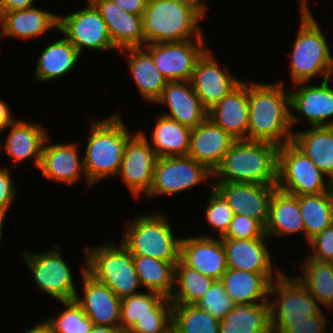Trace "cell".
Segmentation results:
<instances>
[{
	"instance_id": "cell-24",
	"label": "cell",
	"mask_w": 333,
	"mask_h": 333,
	"mask_svg": "<svg viewBox=\"0 0 333 333\" xmlns=\"http://www.w3.org/2000/svg\"><path fill=\"white\" fill-rule=\"evenodd\" d=\"M221 241L228 269L255 273L281 272V269L272 265L273 260L267 246V242L271 243L268 237L255 239L221 238Z\"/></svg>"
},
{
	"instance_id": "cell-43",
	"label": "cell",
	"mask_w": 333,
	"mask_h": 333,
	"mask_svg": "<svg viewBox=\"0 0 333 333\" xmlns=\"http://www.w3.org/2000/svg\"><path fill=\"white\" fill-rule=\"evenodd\" d=\"M209 196L205 217L208 224L215 231L217 230L218 236L221 238L229 229L234 213L224 197L213 186H210Z\"/></svg>"
},
{
	"instance_id": "cell-4",
	"label": "cell",
	"mask_w": 333,
	"mask_h": 333,
	"mask_svg": "<svg viewBox=\"0 0 333 333\" xmlns=\"http://www.w3.org/2000/svg\"><path fill=\"white\" fill-rule=\"evenodd\" d=\"M300 0V25L291 51L290 73L292 85L305 83L322 75L323 80L332 77L333 63L330 45L307 4Z\"/></svg>"
},
{
	"instance_id": "cell-15",
	"label": "cell",
	"mask_w": 333,
	"mask_h": 333,
	"mask_svg": "<svg viewBox=\"0 0 333 333\" xmlns=\"http://www.w3.org/2000/svg\"><path fill=\"white\" fill-rule=\"evenodd\" d=\"M331 79L322 80L318 86L307 82L292 85L295 90L289 91L290 109L297 113L290 111L292 128L299 122L300 116L307 119L309 127L333 126V119H330L333 116V88L329 85Z\"/></svg>"
},
{
	"instance_id": "cell-56",
	"label": "cell",
	"mask_w": 333,
	"mask_h": 333,
	"mask_svg": "<svg viewBox=\"0 0 333 333\" xmlns=\"http://www.w3.org/2000/svg\"><path fill=\"white\" fill-rule=\"evenodd\" d=\"M4 219H5V217H2V216H0V243H1V241H2V234H3V227H4ZM1 245V244H0Z\"/></svg>"
},
{
	"instance_id": "cell-47",
	"label": "cell",
	"mask_w": 333,
	"mask_h": 333,
	"mask_svg": "<svg viewBox=\"0 0 333 333\" xmlns=\"http://www.w3.org/2000/svg\"><path fill=\"white\" fill-rule=\"evenodd\" d=\"M17 195V188L8 167H0V216L5 217Z\"/></svg>"
},
{
	"instance_id": "cell-23",
	"label": "cell",
	"mask_w": 333,
	"mask_h": 333,
	"mask_svg": "<svg viewBox=\"0 0 333 333\" xmlns=\"http://www.w3.org/2000/svg\"><path fill=\"white\" fill-rule=\"evenodd\" d=\"M105 21L111 41L119 51L144 47L143 20L141 15L121 9L111 0H90Z\"/></svg>"
},
{
	"instance_id": "cell-51",
	"label": "cell",
	"mask_w": 333,
	"mask_h": 333,
	"mask_svg": "<svg viewBox=\"0 0 333 333\" xmlns=\"http://www.w3.org/2000/svg\"><path fill=\"white\" fill-rule=\"evenodd\" d=\"M10 108L8 103L0 99V133L3 132L9 124L16 120L13 117Z\"/></svg>"
},
{
	"instance_id": "cell-44",
	"label": "cell",
	"mask_w": 333,
	"mask_h": 333,
	"mask_svg": "<svg viewBox=\"0 0 333 333\" xmlns=\"http://www.w3.org/2000/svg\"><path fill=\"white\" fill-rule=\"evenodd\" d=\"M195 305L204 309L211 316L222 320L234 307L235 303L226 293L221 280H215L205 295Z\"/></svg>"
},
{
	"instance_id": "cell-18",
	"label": "cell",
	"mask_w": 333,
	"mask_h": 333,
	"mask_svg": "<svg viewBox=\"0 0 333 333\" xmlns=\"http://www.w3.org/2000/svg\"><path fill=\"white\" fill-rule=\"evenodd\" d=\"M82 253L85 255L81 268L84 296L77 293L74 300L95 326H120L121 300L109 287L86 272L85 248Z\"/></svg>"
},
{
	"instance_id": "cell-40",
	"label": "cell",
	"mask_w": 333,
	"mask_h": 333,
	"mask_svg": "<svg viewBox=\"0 0 333 333\" xmlns=\"http://www.w3.org/2000/svg\"><path fill=\"white\" fill-rule=\"evenodd\" d=\"M59 303L64 305V309L58 317L51 316L42 320L52 333H90L94 324L75 300H64Z\"/></svg>"
},
{
	"instance_id": "cell-54",
	"label": "cell",
	"mask_w": 333,
	"mask_h": 333,
	"mask_svg": "<svg viewBox=\"0 0 333 333\" xmlns=\"http://www.w3.org/2000/svg\"><path fill=\"white\" fill-rule=\"evenodd\" d=\"M23 333H52V330L44 321H41L39 324L26 329Z\"/></svg>"
},
{
	"instance_id": "cell-2",
	"label": "cell",
	"mask_w": 333,
	"mask_h": 333,
	"mask_svg": "<svg viewBox=\"0 0 333 333\" xmlns=\"http://www.w3.org/2000/svg\"><path fill=\"white\" fill-rule=\"evenodd\" d=\"M279 146L266 141L235 140L212 172V183L277 185Z\"/></svg>"
},
{
	"instance_id": "cell-53",
	"label": "cell",
	"mask_w": 333,
	"mask_h": 333,
	"mask_svg": "<svg viewBox=\"0 0 333 333\" xmlns=\"http://www.w3.org/2000/svg\"><path fill=\"white\" fill-rule=\"evenodd\" d=\"M90 333H126L120 326H95L93 325Z\"/></svg>"
},
{
	"instance_id": "cell-16",
	"label": "cell",
	"mask_w": 333,
	"mask_h": 333,
	"mask_svg": "<svg viewBox=\"0 0 333 333\" xmlns=\"http://www.w3.org/2000/svg\"><path fill=\"white\" fill-rule=\"evenodd\" d=\"M211 49H207L196 62L191 77V85L194 88L201 104L210 110L242 80L234 77L227 69L217 63Z\"/></svg>"
},
{
	"instance_id": "cell-46",
	"label": "cell",
	"mask_w": 333,
	"mask_h": 333,
	"mask_svg": "<svg viewBox=\"0 0 333 333\" xmlns=\"http://www.w3.org/2000/svg\"><path fill=\"white\" fill-rule=\"evenodd\" d=\"M313 251L307 257L321 262H333V224L308 241Z\"/></svg>"
},
{
	"instance_id": "cell-12",
	"label": "cell",
	"mask_w": 333,
	"mask_h": 333,
	"mask_svg": "<svg viewBox=\"0 0 333 333\" xmlns=\"http://www.w3.org/2000/svg\"><path fill=\"white\" fill-rule=\"evenodd\" d=\"M82 10L66 16L58 15V32L63 34L81 54L84 49L116 51L99 10L88 0Z\"/></svg>"
},
{
	"instance_id": "cell-29",
	"label": "cell",
	"mask_w": 333,
	"mask_h": 333,
	"mask_svg": "<svg viewBox=\"0 0 333 333\" xmlns=\"http://www.w3.org/2000/svg\"><path fill=\"white\" fill-rule=\"evenodd\" d=\"M120 52L126 56L129 71L141 97L154 103L168 81L154 65L152 55L144 47L127 48Z\"/></svg>"
},
{
	"instance_id": "cell-52",
	"label": "cell",
	"mask_w": 333,
	"mask_h": 333,
	"mask_svg": "<svg viewBox=\"0 0 333 333\" xmlns=\"http://www.w3.org/2000/svg\"><path fill=\"white\" fill-rule=\"evenodd\" d=\"M174 2L194 9L203 19L206 17L208 10L206 3L202 0H173Z\"/></svg>"
},
{
	"instance_id": "cell-11",
	"label": "cell",
	"mask_w": 333,
	"mask_h": 333,
	"mask_svg": "<svg viewBox=\"0 0 333 333\" xmlns=\"http://www.w3.org/2000/svg\"><path fill=\"white\" fill-rule=\"evenodd\" d=\"M208 178L212 180V172L189 156L159 157L155 163L153 183L146 196L173 195L200 183L213 186Z\"/></svg>"
},
{
	"instance_id": "cell-39",
	"label": "cell",
	"mask_w": 333,
	"mask_h": 333,
	"mask_svg": "<svg viewBox=\"0 0 333 333\" xmlns=\"http://www.w3.org/2000/svg\"><path fill=\"white\" fill-rule=\"evenodd\" d=\"M220 320L195 304H172L173 333H219Z\"/></svg>"
},
{
	"instance_id": "cell-28",
	"label": "cell",
	"mask_w": 333,
	"mask_h": 333,
	"mask_svg": "<svg viewBox=\"0 0 333 333\" xmlns=\"http://www.w3.org/2000/svg\"><path fill=\"white\" fill-rule=\"evenodd\" d=\"M302 232L305 238V224L301 216L298 196L277 188L271 197L265 234L271 240L273 237L302 234Z\"/></svg>"
},
{
	"instance_id": "cell-45",
	"label": "cell",
	"mask_w": 333,
	"mask_h": 333,
	"mask_svg": "<svg viewBox=\"0 0 333 333\" xmlns=\"http://www.w3.org/2000/svg\"><path fill=\"white\" fill-rule=\"evenodd\" d=\"M268 237L265 228L256 220L245 214H234L226 234L221 238L255 239Z\"/></svg>"
},
{
	"instance_id": "cell-3",
	"label": "cell",
	"mask_w": 333,
	"mask_h": 333,
	"mask_svg": "<svg viewBox=\"0 0 333 333\" xmlns=\"http://www.w3.org/2000/svg\"><path fill=\"white\" fill-rule=\"evenodd\" d=\"M121 114L91 120L90 134L83 156L87 187L108 176H117L125 146L133 135L124 124Z\"/></svg>"
},
{
	"instance_id": "cell-50",
	"label": "cell",
	"mask_w": 333,
	"mask_h": 333,
	"mask_svg": "<svg viewBox=\"0 0 333 333\" xmlns=\"http://www.w3.org/2000/svg\"><path fill=\"white\" fill-rule=\"evenodd\" d=\"M34 0H0V13L23 10L34 6Z\"/></svg>"
},
{
	"instance_id": "cell-1",
	"label": "cell",
	"mask_w": 333,
	"mask_h": 333,
	"mask_svg": "<svg viewBox=\"0 0 333 333\" xmlns=\"http://www.w3.org/2000/svg\"><path fill=\"white\" fill-rule=\"evenodd\" d=\"M248 140L266 141L278 146L292 142L290 97L284 82L248 84Z\"/></svg>"
},
{
	"instance_id": "cell-32",
	"label": "cell",
	"mask_w": 333,
	"mask_h": 333,
	"mask_svg": "<svg viewBox=\"0 0 333 333\" xmlns=\"http://www.w3.org/2000/svg\"><path fill=\"white\" fill-rule=\"evenodd\" d=\"M292 142L333 182V126L296 131Z\"/></svg>"
},
{
	"instance_id": "cell-20",
	"label": "cell",
	"mask_w": 333,
	"mask_h": 333,
	"mask_svg": "<svg viewBox=\"0 0 333 333\" xmlns=\"http://www.w3.org/2000/svg\"><path fill=\"white\" fill-rule=\"evenodd\" d=\"M45 139L42 147L41 163L39 170L43 177L57 183L63 182L74 185L79 178L85 176L83 158L79 157V143L73 142L49 144L51 140Z\"/></svg>"
},
{
	"instance_id": "cell-41",
	"label": "cell",
	"mask_w": 333,
	"mask_h": 333,
	"mask_svg": "<svg viewBox=\"0 0 333 333\" xmlns=\"http://www.w3.org/2000/svg\"><path fill=\"white\" fill-rule=\"evenodd\" d=\"M164 296L158 292L145 291L121 300L120 327L126 333L138 319L145 315H153V307Z\"/></svg>"
},
{
	"instance_id": "cell-6",
	"label": "cell",
	"mask_w": 333,
	"mask_h": 333,
	"mask_svg": "<svg viewBox=\"0 0 333 333\" xmlns=\"http://www.w3.org/2000/svg\"><path fill=\"white\" fill-rule=\"evenodd\" d=\"M153 213L139 215L127 221L119 241L132 255L149 256L176 265L179 261L181 238L175 237L165 215Z\"/></svg>"
},
{
	"instance_id": "cell-27",
	"label": "cell",
	"mask_w": 333,
	"mask_h": 333,
	"mask_svg": "<svg viewBox=\"0 0 333 333\" xmlns=\"http://www.w3.org/2000/svg\"><path fill=\"white\" fill-rule=\"evenodd\" d=\"M281 274L227 269L221 282L235 304L269 303L271 283Z\"/></svg>"
},
{
	"instance_id": "cell-22",
	"label": "cell",
	"mask_w": 333,
	"mask_h": 333,
	"mask_svg": "<svg viewBox=\"0 0 333 333\" xmlns=\"http://www.w3.org/2000/svg\"><path fill=\"white\" fill-rule=\"evenodd\" d=\"M208 119L220 126L235 140H248V82L241 81L216 105L208 110Z\"/></svg>"
},
{
	"instance_id": "cell-26",
	"label": "cell",
	"mask_w": 333,
	"mask_h": 333,
	"mask_svg": "<svg viewBox=\"0 0 333 333\" xmlns=\"http://www.w3.org/2000/svg\"><path fill=\"white\" fill-rule=\"evenodd\" d=\"M5 129L9 130L5 146L0 141V152L4 149L9 158L14 161L16 168L22 161L33 158L34 166L39 169L41 163L42 147L48 137L46 129L41 124L16 119ZM4 147V148H3ZM3 148V149H2Z\"/></svg>"
},
{
	"instance_id": "cell-48",
	"label": "cell",
	"mask_w": 333,
	"mask_h": 333,
	"mask_svg": "<svg viewBox=\"0 0 333 333\" xmlns=\"http://www.w3.org/2000/svg\"><path fill=\"white\" fill-rule=\"evenodd\" d=\"M327 316L321 311L306 322L292 323L284 333H328Z\"/></svg>"
},
{
	"instance_id": "cell-8",
	"label": "cell",
	"mask_w": 333,
	"mask_h": 333,
	"mask_svg": "<svg viewBox=\"0 0 333 333\" xmlns=\"http://www.w3.org/2000/svg\"><path fill=\"white\" fill-rule=\"evenodd\" d=\"M273 294L277 298L269 300L272 333H284L292 323L306 322L322 311L301 281L285 272L272 281L270 295Z\"/></svg>"
},
{
	"instance_id": "cell-33",
	"label": "cell",
	"mask_w": 333,
	"mask_h": 333,
	"mask_svg": "<svg viewBox=\"0 0 333 333\" xmlns=\"http://www.w3.org/2000/svg\"><path fill=\"white\" fill-rule=\"evenodd\" d=\"M219 333H272L270 303L235 304L220 320Z\"/></svg>"
},
{
	"instance_id": "cell-25",
	"label": "cell",
	"mask_w": 333,
	"mask_h": 333,
	"mask_svg": "<svg viewBox=\"0 0 333 333\" xmlns=\"http://www.w3.org/2000/svg\"><path fill=\"white\" fill-rule=\"evenodd\" d=\"M234 141L235 139L229 133L207 118L191 129L187 156L213 172Z\"/></svg>"
},
{
	"instance_id": "cell-17",
	"label": "cell",
	"mask_w": 333,
	"mask_h": 333,
	"mask_svg": "<svg viewBox=\"0 0 333 333\" xmlns=\"http://www.w3.org/2000/svg\"><path fill=\"white\" fill-rule=\"evenodd\" d=\"M224 197L234 214H245L264 228L269 217V205L276 185L254 183H212Z\"/></svg>"
},
{
	"instance_id": "cell-13",
	"label": "cell",
	"mask_w": 333,
	"mask_h": 333,
	"mask_svg": "<svg viewBox=\"0 0 333 333\" xmlns=\"http://www.w3.org/2000/svg\"><path fill=\"white\" fill-rule=\"evenodd\" d=\"M144 48L168 82L190 81L196 62L208 49L204 39L147 44Z\"/></svg>"
},
{
	"instance_id": "cell-7",
	"label": "cell",
	"mask_w": 333,
	"mask_h": 333,
	"mask_svg": "<svg viewBox=\"0 0 333 333\" xmlns=\"http://www.w3.org/2000/svg\"><path fill=\"white\" fill-rule=\"evenodd\" d=\"M85 247L86 272L98 282L109 287L122 300L141 293L133 255L120 242Z\"/></svg>"
},
{
	"instance_id": "cell-5",
	"label": "cell",
	"mask_w": 333,
	"mask_h": 333,
	"mask_svg": "<svg viewBox=\"0 0 333 333\" xmlns=\"http://www.w3.org/2000/svg\"><path fill=\"white\" fill-rule=\"evenodd\" d=\"M201 19L194 9L173 0H148L142 15L145 45L204 39Z\"/></svg>"
},
{
	"instance_id": "cell-37",
	"label": "cell",
	"mask_w": 333,
	"mask_h": 333,
	"mask_svg": "<svg viewBox=\"0 0 333 333\" xmlns=\"http://www.w3.org/2000/svg\"><path fill=\"white\" fill-rule=\"evenodd\" d=\"M141 286L166 297L174 290L175 265L149 256L133 255Z\"/></svg>"
},
{
	"instance_id": "cell-55",
	"label": "cell",
	"mask_w": 333,
	"mask_h": 333,
	"mask_svg": "<svg viewBox=\"0 0 333 333\" xmlns=\"http://www.w3.org/2000/svg\"><path fill=\"white\" fill-rule=\"evenodd\" d=\"M5 37V29H4V18L3 15L0 13V42L1 38Z\"/></svg>"
},
{
	"instance_id": "cell-9",
	"label": "cell",
	"mask_w": 333,
	"mask_h": 333,
	"mask_svg": "<svg viewBox=\"0 0 333 333\" xmlns=\"http://www.w3.org/2000/svg\"><path fill=\"white\" fill-rule=\"evenodd\" d=\"M325 176L293 142L279 146V190L295 196L324 193L332 188V181L327 177L325 181Z\"/></svg>"
},
{
	"instance_id": "cell-14",
	"label": "cell",
	"mask_w": 333,
	"mask_h": 333,
	"mask_svg": "<svg viewBox=\"0 0 333 333\" xmlns=\"http://www.w3.org/2000/svg\"><path fill=\"white\" fill-rule=\"evenodd\" d=\"M157 158L147 135L141 130L133 133L125 146L117 177L122 178L135 199L149 193Z\"/></svg>"
},
{
	"instance_id": "cell-35",
	"label": "cell",
	"mask_w": 333,
	"mask_h": 333,
	"mask_svg": "<svg viewBox=\"0 0 333 333\" xmlns=\"http://www.w3.org/2000/svg\"><path fill=\"white\" fill-rule=\"evenodd\" d=\"M305 224V241L311 240L333 224V189L319 194L298 196Z\"/></svg>"
},
{
	"instance_id": "cell-21",
	"label": "cell",
	"mask_w": 333,
	"mask_h": 333,
	"mask_svg": "<svg viewBox=\"0 0 333 333\" xmlns=\"http://www.w3.org/2000/svg\"><path fill=\"white\" fill-rule=\"evenodd\" d=\"M155 103L168 106L169 112L161 115L191 129L208 118V110L201 104L190 81L168 82Z\"/></svg>"
},
{
	"instance_id": "cell-34",
	"label": "cell",
	"mask_w": 333,
	"mask_h": 333,
	"mask_svg": "<svg viewBox=\"0 0 333 333\" xmlns=\"http://www.w3.org/2000/svg\"><path fill=\"white\" fill-rule=\"evenodd\" d=\"M191 128L163 115L156 119L151 133V148L157 157L187 156Z\"/></svg>"
},
{
	"instance_id": "cell-49",
	"label": "cell",
	"mask_w": 333,
	"mask_h": 333,
	"mask_svg": "<svg viewBox=\"0 0 333 333\" xmlns=\"http://www.w3.org/2000/svg\"><path fill=\"white\" fill-rule=\"evenodd\" d=\"M126 12L143 15L148 0H111Z\"/></svg>"
},
{
	"instance_id": "cell-30",
	"label": "cell",
	"mask_w": 333,
	"mask_h": 333,
	"mask_svg": "<svg viewBox=\"0 0 333 333\" xmlns=\"http://www.w3.org/2000/svg\"><path fill=\"white\" fill-rule=\"evenodd\" d=\"M80 55L65 36L55 39L39 54L34 73L35 80L49 82L65 76L77 65Z\"/></svg>"
},
{
	"instance_id": "cell-10",
	"label": "cell",
	"mask_w": 333,
	"mask_h": 333,
	"mask_svg": "<svg viewBox=\"0 0 333 333\" xmlns=\"http://www.w3.org/2000/svg\"><path fill=\"white\" fill-rule=\"evenodd\" d=\"M22 256L38 290L58 301L75 299L79 292L75 288L72 270L63 259L58 244L46 252L23 251Z\"/></svg>"
},
{
	"instance_id": "cell-38",
	"label": "cell",
	"mask_w": 333,
	"mask_h": 333,
	"mask_svg": "<svg viewBox=\"0 0 333 333\" xmlns=\"http://www.w3.org/2000/svg\"><path fill=\"white\" fill-rule=\"evenodd\" d=\"M214 281L179 260L175 265L174 290L170 300L172 304H196Z\"/></svg>"
},
{
	"instance_id": "cell-36",
	"label": "cell",
	"mask_w": 333,
	"mask_h": 333,
	"mask_svg": "<svg viewBox=\"0 0 333 333\" xmlns=\"http://www.w3.org/2000/svg\"><path fill=\"white\" fill-rule=\"evenodd\" d=\"M305 259L300 270L301 275L296 277L319 305H324L327 310H331L333 308V262L316 261L309 257Z\"/></svg>"
},
{
	"instance_id": "cell-31",
	"label": "cell",
	"mask_w": 333,
	"mask_h": 333,
	"mask_svg": "<svg viewBox=\"0 0 333 333\" xmlns=\"http://www.w3.org/2000/svg\"><path fill=\"white\" fill-rule=\"evenodd\" d=\"M58 15L46 10L30 7L5 12V37L24 39L39 38L49 30H58Z\"/></svg>"
},
{
	"instance_id": "cell-42",
	"label": "cell",
	"mask_w": 333,
	"mask_h": 333,
	"mask_svg": "<svg viewBox=\"0 0 333 333\" xmlns=\"http://www.w3.org/2000/svg\"><path fill=\"white\" fill-rule=\"evenodd\" d=\"M172 324V302L164 296L154 307L153 315L138 319L127 333H169Z\"/></svg>"
},
{
	"instance_id": "cell-19",
	"label": "cell",
	"mask_w": 333,
	"mask_h": 333,
	"mask_svg": "<svg viewBox=\"0 0 333 333\" xmlns=\"http://www.w3.org/2000/svg\"><path fill=\"white\" fill-rule=\"evenodd\" d=\"M179 260L214 280H221L228 269L221 238L204 234L181 238Z\"/></svg>"
}]
</instances>
